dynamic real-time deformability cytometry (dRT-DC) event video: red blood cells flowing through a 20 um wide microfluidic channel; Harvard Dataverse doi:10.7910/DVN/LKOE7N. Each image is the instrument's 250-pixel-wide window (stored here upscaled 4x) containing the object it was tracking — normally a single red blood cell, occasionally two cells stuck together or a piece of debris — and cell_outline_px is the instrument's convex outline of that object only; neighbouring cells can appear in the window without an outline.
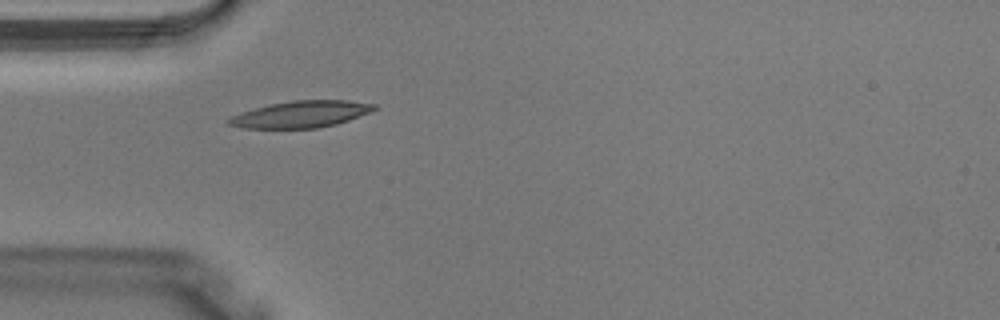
{"species": "Egyptian fruit bat (a non-hibernating species)", "species_latin": "Rousettus aegyptiacus", "temperature_condition": "warm", "stored_images_in_passage": 3, "camera_frame_rate_fps": 3000, "um_per_image_px": 0.085, "animal": {"sex": "male"}, "frame": {"image": 1, "passage_image": 3, "time_ms": 0.667, "image_size_px": [1000, 320], "cell_outline_px": [[380, 108], [372, 112], [336, 124], [316, 128], [244, 128], [228, 124], [224, 120], [232, 116], [268, 104], [292, 100], [348, 100], [376, 104]], "centroid_in_image_um": [25.64, 9.7], "position_along_channel_um": 59.4, "area_um2": 22.66}}